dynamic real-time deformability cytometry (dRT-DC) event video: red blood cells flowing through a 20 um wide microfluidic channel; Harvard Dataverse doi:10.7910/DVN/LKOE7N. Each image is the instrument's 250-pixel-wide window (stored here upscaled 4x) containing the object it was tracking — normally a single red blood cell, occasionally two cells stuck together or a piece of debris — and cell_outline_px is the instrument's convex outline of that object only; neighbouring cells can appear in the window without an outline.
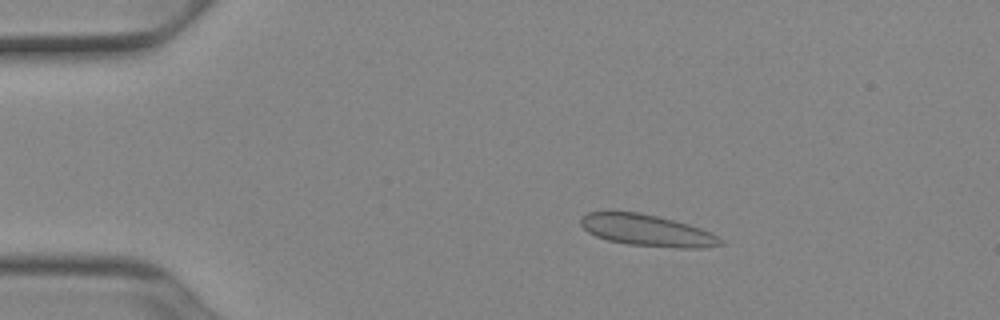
{"species": "Egyptian fruit bat (a non-hibernating species)", "species_latin": "Rousettus aegyptiacus", "temperature_condition": "cold", "stored_images_in_passage": 52, "camera_frame_rate_fps": 3000, "um_per_image_px": 0.085, "animal": {"sex": "female"}, "frame": {"image": 1, "passage_image": 10, "time_ms": 3.0, "image_size_px": [1000, 320], "cell_outline_px": [[724, 244], [704, 248], [676, 248], [628, 244], [608, 240], [596, 236], [588, 232], [580, 224], [580, 216], [588, 212], [612, 208], [640, 212], [688, 224], [700, 228], [724, 240]], "centroid_in_image_um": [54.91, 19.54], "position_along_channel_um": 30.1, "area_um2": 26.3}}
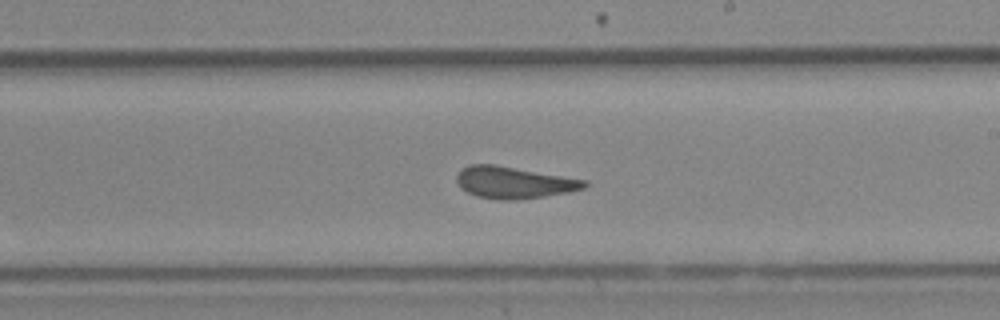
{"frame": {"image": 2, "passage_image": 31, "time_ms": 10.0, "image_size_px": [1000, 320], "cell_outline_px": [[588, 184], [584, 188], [568, 192], [544, 196], [516, 200], [500, 200], [476, 196], [460, 188], [456, 180], [456, 176], [460, 168], [468, 164], [496, 164], [588, 180]], "centroid_in_image_um": [43.65, 15.5], "position_along_channel_um": 245.4, "area_um2": 23.93}}
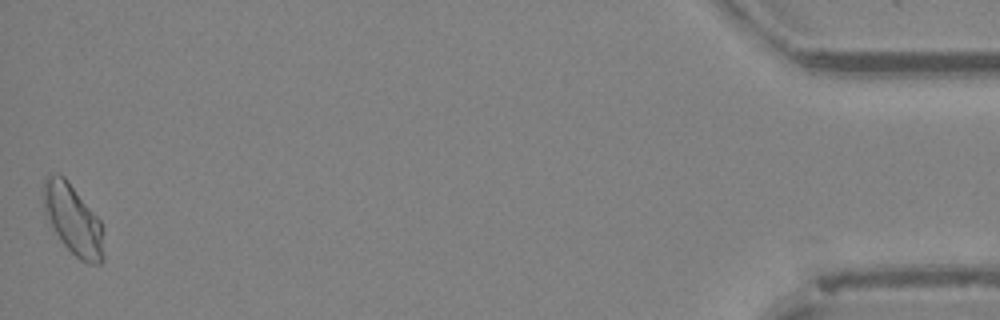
{"frame": {"image": 3, "passage_image": 52, "time_ms": 17.0, "image_size_px": [1000, 320], "cell_outline_px": [[104, 256], [100, 264], [88, 264], [80, 260], [60, 240], [44, 212], [44, 180], [52, 172], [56, 172], [64, 176], [100, 220]], "centroid_in_image_um": [6.2, 18.67], "position_along_channel_um": 429.0, "area_um2": 24.22}}